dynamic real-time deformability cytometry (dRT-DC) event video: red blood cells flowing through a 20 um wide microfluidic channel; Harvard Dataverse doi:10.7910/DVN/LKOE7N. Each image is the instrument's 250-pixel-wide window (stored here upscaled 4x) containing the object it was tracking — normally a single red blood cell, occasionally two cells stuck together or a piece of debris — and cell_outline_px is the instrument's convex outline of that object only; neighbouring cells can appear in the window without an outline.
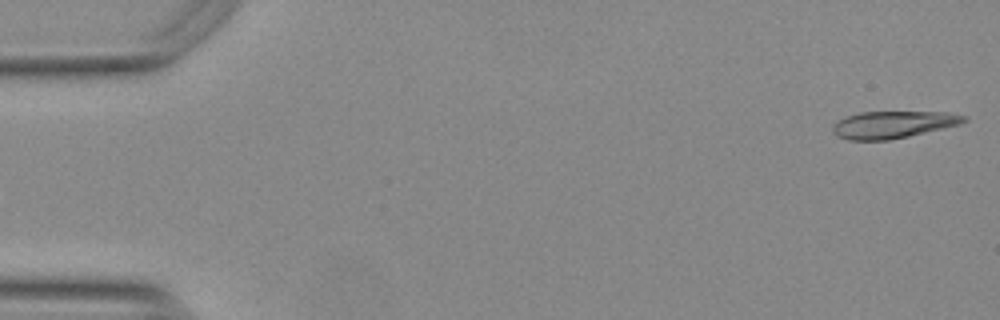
{"species": "Egyptian fruit bat (a non-hibernating species)", "species_latin": "Rousettus aegyptiacus", "temperature_condition": "warm", "stored_images_in_passage": 52, "camera_frame_rate_fps": 3000, "um_per_image_px": 0.085, "animal": {"sex": "female"}, "frame": {"image": 1, "passage_image": 1, "time_ms": 0.0, "image_size_px": [1000, 320], "cell_outline_px": [[968, 120], [960, 124], [908, 136], [888, 140], [848, 140], [836, 136], [832, 132], [832, 124], [848, 116], [860, 112], [948, 112], [968, 116]], "centroid_in_image_um": [75.9, 10.59], "position_along_channel_um": 9.1, "area_um2": 20.69}}
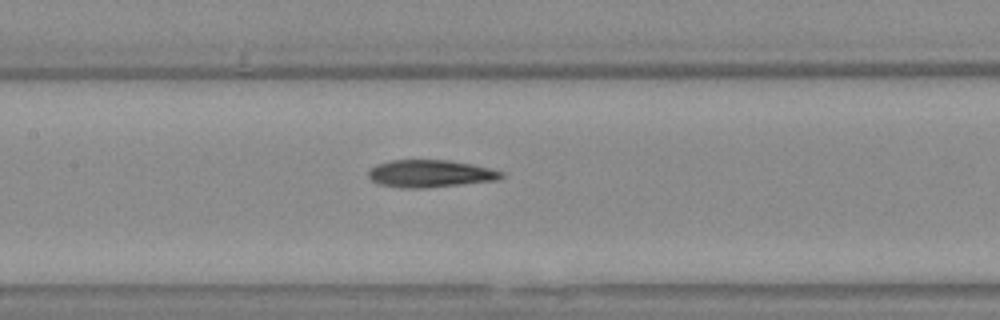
{"frame": {"image": 2, "passage_image": 25, "time_ms": 8.0, "image_size_px": [1000, 320], "cell_outline_px": [[504, 176], [500, 180], [424, 188], [404, 188], [380, 184], [372, 180], [368, 176], [368, 172], [376, 164], [392, 160], [448, 160], [472, 164], [504, 172]], "centroid_in_image_um": [36.6, 14.76], "position_along_channel_um": 170.8, "area_um2": 21.15}}
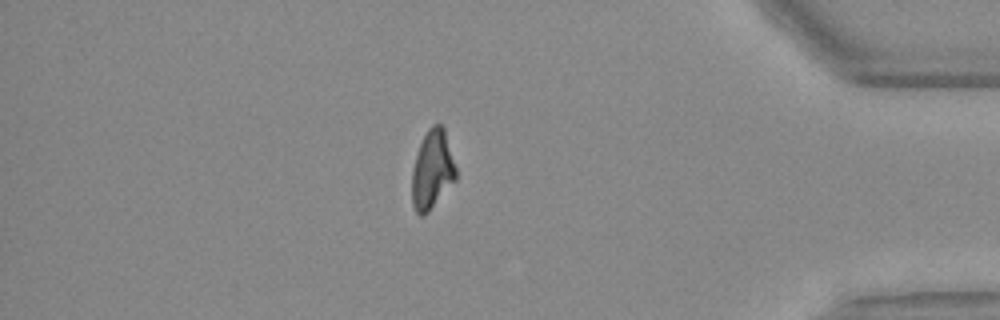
{"frame": {"image": 3, "passage_image": 46, "time_ms": 15.0, "image_size_px": [1000, 320], "cell_outline_px": [[456, 180], [428, 212], [424, 216], [420, 216], [416, 212], [412, 204], [412, 168], [420, 144], [428, 128], [432, 124], [440, 124], [444, 128], [456, 168]], "centroid_in_image_um": [36.74, 14.45], "position_along_channel_um": 398.5, "area_um2": 20.11}}